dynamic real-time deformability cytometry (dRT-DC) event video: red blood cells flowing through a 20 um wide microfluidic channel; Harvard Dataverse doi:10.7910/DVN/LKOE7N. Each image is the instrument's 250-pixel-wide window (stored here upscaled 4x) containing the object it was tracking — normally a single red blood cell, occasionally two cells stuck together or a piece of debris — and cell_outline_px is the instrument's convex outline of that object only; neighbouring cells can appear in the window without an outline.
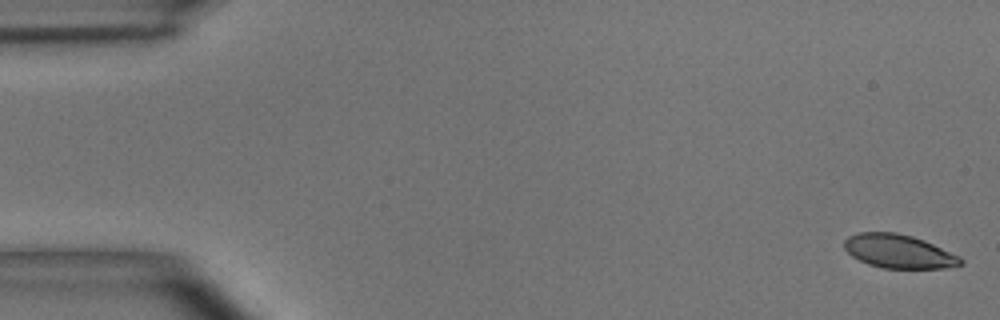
{"species": "common noctule bat (a hibernating species)", "species_latin": "Nyctalus noctula", "temperature_condition": "room temperature", "stored_images_in_passage": 7, "camera_frame_rate_fps": 3000, "um_per_image_px": 0.085, "animal": {"sex": "male", "body_mass_g": 15.6}, "frame": {"image": 1, "passage_image": 1, "time_ms": 0.0, "image_size_px": [1000, 320], "cell_outline_px": [[964, 264], [944, 268], [880, 268], [868, 264], [852, 256], [844, 248], [844, 240], [848, 236], [860, 232], [896, 232], [912, 236], [924, 240], [960, 256], [964, 260]], "centroid_in_image_um": [76.4, 21.36], "position_along_channel_um": 8.6, "area_um2": 22.89}}
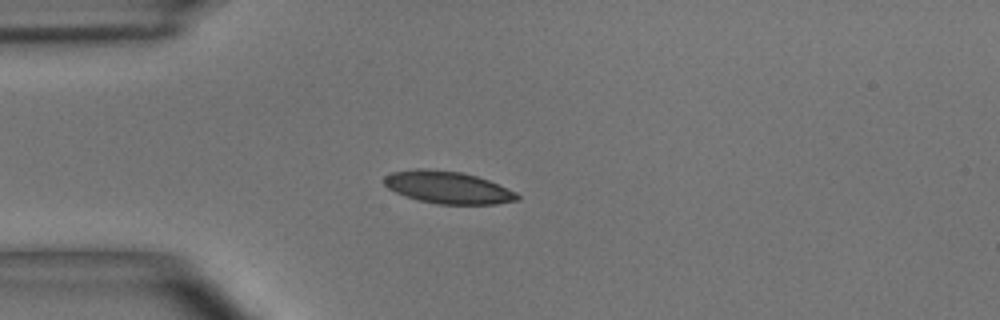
{"frame": {"image": 2, "passage_image": 4, "time_ms": 1.0, "image_size_px": [1000, 320], "cell_outline_px": [[520, 200], [496, 204], [436, 204], [404, 196], [388, 188], [384, 184], [384, 176], [392, 172], [416, 168], [428, 168], [460, 172], [476, 176], [488, 180], [516, 192], [520, 196]], "centroid_in_image_um": [38.06, 15.93], "position_along_channel_um": 46.9, "area_um2": 25.09}}
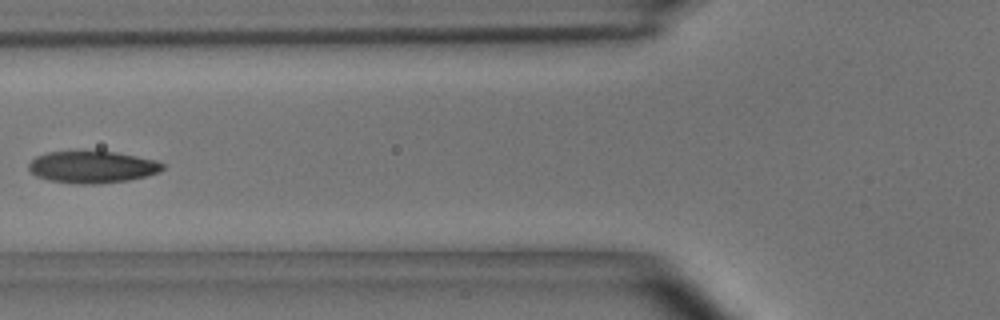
{"frame": {"image": 3, "passage_image": 6, "time_ms": 1.667, "image_size_px": [1000, 320], "cell_outline_px": [[164, 168], [160, 172], [128, 180], [96, 184], [76, 184], [52, 180], [36, 176], [28, 168], [28, 164], [36, 156], [48, 152], [116, 152], [156, 160], [164, 164]], "centroid_in_image_um": [7.86, 14.2], "position_along_channel_um": 117.9, "area_um2": 24.62}}